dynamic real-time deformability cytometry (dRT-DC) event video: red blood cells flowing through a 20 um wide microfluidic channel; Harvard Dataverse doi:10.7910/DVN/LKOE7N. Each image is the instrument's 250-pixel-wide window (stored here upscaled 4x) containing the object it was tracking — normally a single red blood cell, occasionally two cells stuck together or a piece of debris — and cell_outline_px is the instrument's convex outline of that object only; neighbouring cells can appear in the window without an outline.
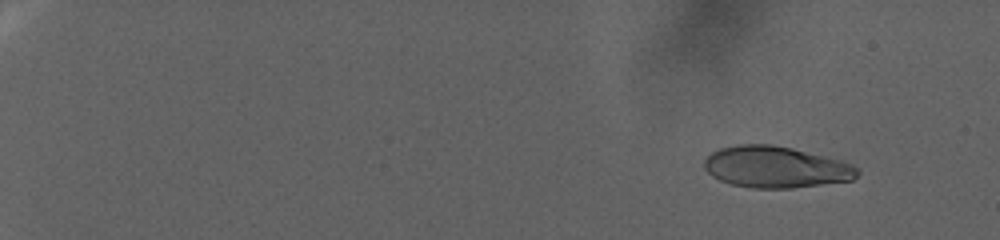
{"species": "human", "species_latin": "Homo sapiens", "temperature_condition": "warm", "stored_images_in_passage": 95, "camera_frame_rate_fps": 3000, "um_per_image_px": 0.085, "donor": {"sex": "female"}, "frame": {"image": 1, "passage_image": 11, "time_ms": 3.333, "image_size_px": [1000, 240], "cell_outline_px": [[860, 172], [852, 180], [792, 188], [752, 188], [732, 184], [720, 180], [712, 176], [704, 168], [704, 160], [712, 152], [720, 148], [736, 144], [772, 144], [792, 148], [840, 160], [852, 164], [860, 168]], "centroid_in_image_um": [65.94, 14.19], "position_along_channel_um": 19.1, "area_um2": 36.99}}
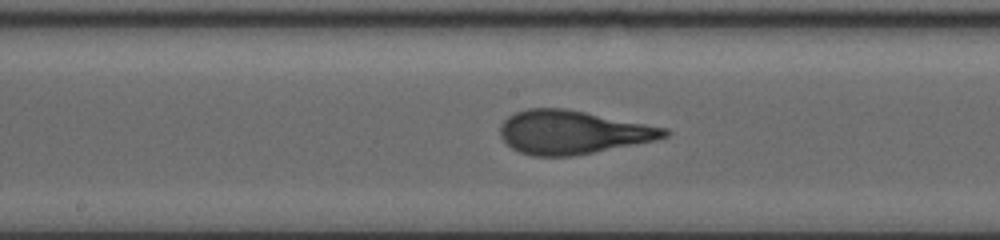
{"frame": {"image": 2, "passage_image": 58, "time_ms": 19.0, "image_size_px": [1000, 240], "cell_outline_px": [[672, 132], [668, 136], [656, 140], [572, 156], [532, 156], [520, 152], [512, 148], [500, 136], [500, 124], [508, 116], [516, 112], [528, 108], [564, 108], [668, 128]], "centroid_in_image_um": [48.67, 11.24], "position_along_channel_um": 199.5, "area_um2": 41.5}}
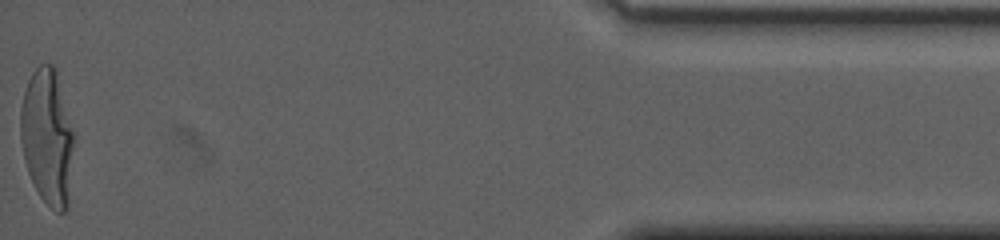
{"frame": {"image": 3, "passage_image": 95, "time_ms": 31.333, "image_size_px": [1000, 240], "cell_outline_px": [[72, 144], [68, 208], [64, 212], [56, 212], [40, 196], [28, 172], [24, 160], [20, 136], [20, 112], [24, 92], [28, 80], [32, 72], [40, 64], [52, 64], [56, 68], [72, 132]], "centroid_in_image_um": [3.99, 11.62], "position_along_channel_um": 431.2, "area_um2": 41.44}}